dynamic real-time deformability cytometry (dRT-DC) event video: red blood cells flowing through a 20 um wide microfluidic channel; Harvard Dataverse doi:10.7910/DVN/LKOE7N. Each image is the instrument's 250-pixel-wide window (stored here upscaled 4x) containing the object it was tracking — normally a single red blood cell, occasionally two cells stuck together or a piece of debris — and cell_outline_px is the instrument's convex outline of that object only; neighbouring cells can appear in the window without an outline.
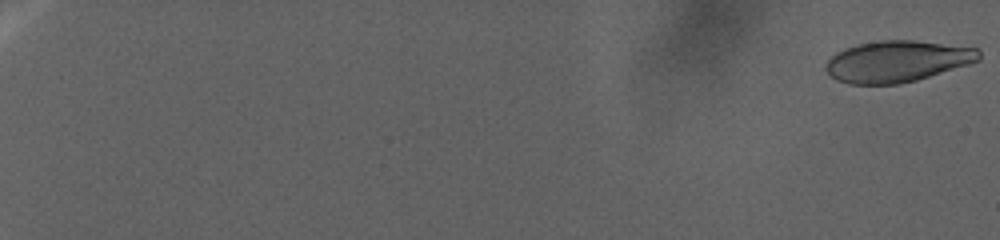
{"species": "human", "species_latin": "Homo sapiens", "temperature_condition": "warm", "stored_images_in_passage": 72, "camera_frame_rate_fps": 3000, "um_per_image_px": 0.085, "donor": {"sex": "female"}, "frame": {"image": 1, "passage_image": 1, "time_ms": 0.0, "image_size_px": [1000, 240], "cell_outline_px": [[980, 60], [968, 64], [916, 80], [896, 84], [848, 84], [836, 80], [824, 68], [824, 64], [836, 52], [856, 44], [880, 40], [912, 40], [980, 48]], "centroid_in_image_um": [76.24, 5.21], "position_along_channel_um": 8.8, "area_um2": 36.82}}
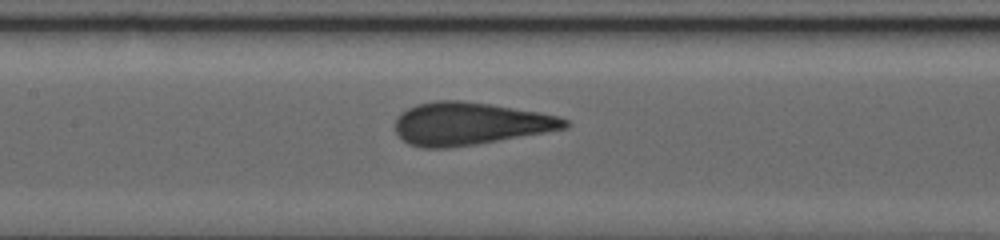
{"frame": {"image": 2, "passage_image": 41, "time_ms": 28.0, "image_size_px": [1000, 240], "cell_outline_px": [[572, 124], [568, 128], [476, 144], [448, 148], [424, 148], [408, 144], [396, 132], [396, 120], [400, 112], [416, 104], [436, 100], [460, 100], [492, 104], [540, 112], [560, 116], [568, 120]], "centroid_in_image_um": [39.96, 10.5], "position_along_channel_um": 167.4, "area_um2": 42.31}}
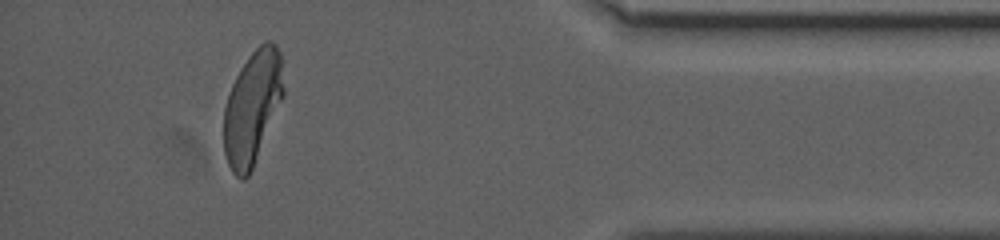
{"frame": {"image": 3, "passage_image": 68, "time_ms": 46.0, "image_size_px": [1000, 240], "cell_outline_px": [[284, 96], [252, 168], [248, 176], [244, 180], [240, 180], [232, 172], [224, 156], [224, 108], [232, 84], [240, 68], [248, 56], [264, 40], [268, 40], [276, 44], [280, 52], [284, 88]], "centroid_in_image_um": [21.45, 9.12], "position_along_channel_um": 413.7, "area_um2": 39.42}}